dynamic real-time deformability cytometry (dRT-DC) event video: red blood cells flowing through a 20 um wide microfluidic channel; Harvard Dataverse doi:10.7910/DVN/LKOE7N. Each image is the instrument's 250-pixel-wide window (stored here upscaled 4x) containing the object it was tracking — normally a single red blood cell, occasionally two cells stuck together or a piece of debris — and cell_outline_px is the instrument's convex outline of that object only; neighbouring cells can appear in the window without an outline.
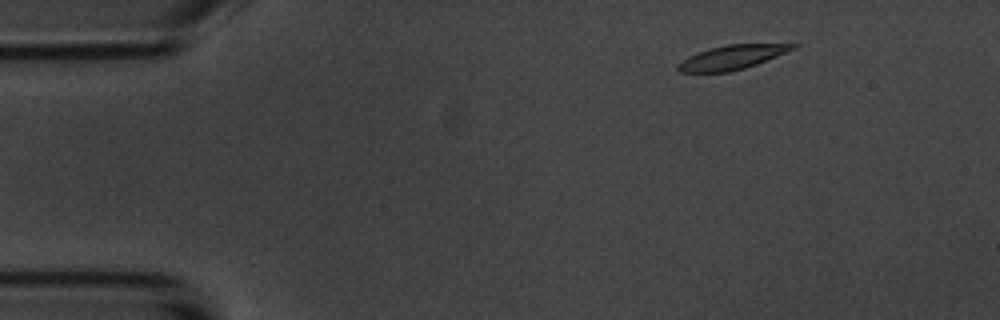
{"species": "common noctule bat (a hibernating species)", "species_latin": "Nyctalus noctula", "temperature_condition": "room temperature", "stored_images_in_passage": 4, "camera_frame_rate_fps": 3000, "um_per_image_px": 0.085, "animal": {"sex": "male", "body_mass_g": 20.1, "forearm_length_mm": 53.5}, "frame": {"image": 1, "passage_image": 2, "time_ms": 1.0, "image_size_px": [1000, 320], "cell_outline_px": [[800, 44], [796, 48], [756, 64], [744, 68], [728, 72], [680, 72], [676, 68], [676, 64], [688, 56], [708, 48], [728, 44]], "centroid_in_image_um": [62.17, 4.87], "position_along_channel_um": 22.8, "area_um2": 16.07}}